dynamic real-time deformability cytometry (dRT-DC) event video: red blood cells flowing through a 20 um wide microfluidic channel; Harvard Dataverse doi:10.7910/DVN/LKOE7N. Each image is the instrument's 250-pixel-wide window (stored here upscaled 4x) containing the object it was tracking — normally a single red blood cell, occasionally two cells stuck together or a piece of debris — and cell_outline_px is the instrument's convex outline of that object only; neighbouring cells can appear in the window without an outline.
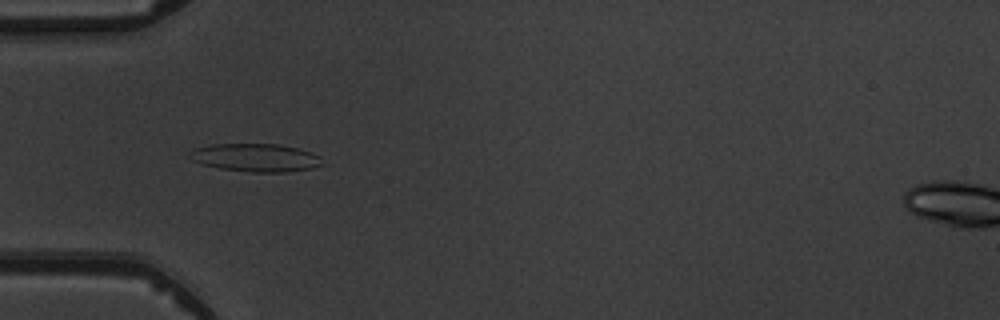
{"species": "common noctule bat (a hibernating species)", "species_latin": "Nyctalus noctula", "temperature_condition": "warm", "stored_images_in_passage": 4, "camera_frame_rate_fps": 3000, "um_per_image_px": 0.085, "animal": {"sex": "male", "body_mass_g": 19.5, "forearm_length_mm": 54.6}, "frame": {"image": 1, "passage_image": 4, "time_ms": 3.667, "image_size_px": [1000, 320], "cell_outline_px": [[324, 164], [312, 168], [284, 172], [252, 172], [220, 168], [200, 164], [192, 160], [188, 156], [188, 152], [196, 148], [212, 144], [276, 144], [296, 148], [312, 152], [320, 156]], "centroid_in_image_um": [21.72, 13.4], "position_along_channel_um": 63.3, "area_um2": 21.68}}